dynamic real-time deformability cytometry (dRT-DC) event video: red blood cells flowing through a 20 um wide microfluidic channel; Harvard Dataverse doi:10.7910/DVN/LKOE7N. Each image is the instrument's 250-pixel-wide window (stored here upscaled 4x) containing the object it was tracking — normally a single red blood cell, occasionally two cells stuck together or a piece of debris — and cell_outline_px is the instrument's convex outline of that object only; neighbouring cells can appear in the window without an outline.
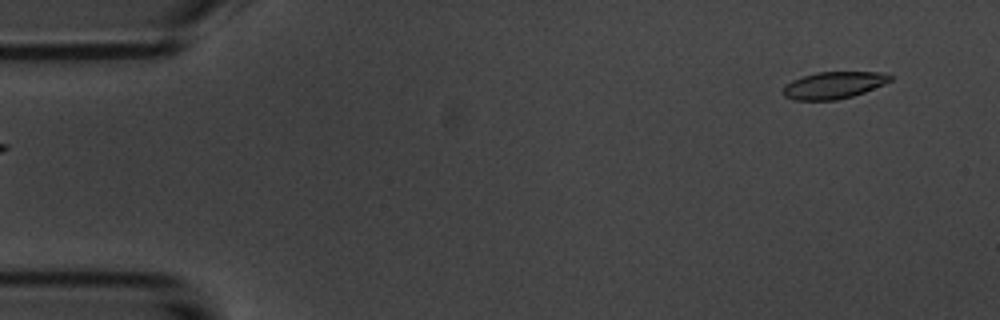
{"species": "common noctule bat (a hibernating species)", "species_latin": "Nyctalus noctula", "temperature_condition": "room temperature", "stored_images_in_passage": 6, "camera_frame_rate_fps": 3000, "um_per_image_px": 0.085, "animal": {"sex": "male", "body_mass_g": 20.1, "forearm_length_mm": 53.5}, "frame": {"image": 1, "passage_image": 6, "time_ms": 6.0, "image_size_px": [1000, 320], "cell_outline_px": [[892, 80], [884, 84], [864, 92], [852, 96], [836, 100], [792, 100], [784, 96], [784, 88], [792, 80], [816, 72], [880, 72], [892, 76]], "centroid_in_image_um": [70.87, 7.24], "position_along_channel_um": 14.1, "area_um2": 16.65}}